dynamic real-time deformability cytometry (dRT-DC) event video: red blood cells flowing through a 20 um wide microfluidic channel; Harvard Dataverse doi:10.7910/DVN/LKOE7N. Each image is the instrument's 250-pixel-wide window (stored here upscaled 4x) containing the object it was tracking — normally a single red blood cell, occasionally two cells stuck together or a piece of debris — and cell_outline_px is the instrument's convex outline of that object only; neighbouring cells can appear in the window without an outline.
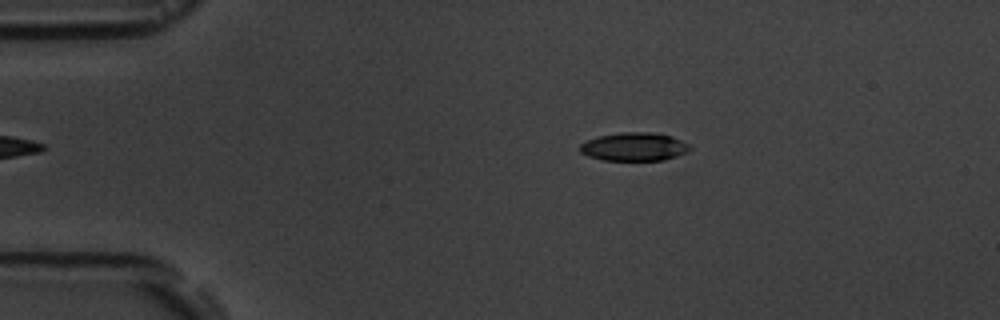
{"species": "common noctule bat (a hibernating species)", "species_latin": "Nyctalus noctula", "temperature_condition": "room temperature", "stored_images_in_passage": 4, "camera_frame_rate_fps": 3000, "um_per_image_px": 0.085, "animal": {"sex": "male", "body_mass_g": 19.5, "forearm_length_mm": 54.6}, "frame": {"image": 1, "passage_image": 4, "time_ms": 3.333, "image_size_px": [1000, 320], "cell_outline_px": [[692, 148], [688, 152], [664, 160], [604, 160], [588, 156], [580, 152], [580, 144], [596, 136], [620, 132], [648, 132], [672, 136], [692, 144]], "centroid_in_image_um": [53.94, 12.46], "position_along_channel_um": 31.1, "area_um2": 18.32}}